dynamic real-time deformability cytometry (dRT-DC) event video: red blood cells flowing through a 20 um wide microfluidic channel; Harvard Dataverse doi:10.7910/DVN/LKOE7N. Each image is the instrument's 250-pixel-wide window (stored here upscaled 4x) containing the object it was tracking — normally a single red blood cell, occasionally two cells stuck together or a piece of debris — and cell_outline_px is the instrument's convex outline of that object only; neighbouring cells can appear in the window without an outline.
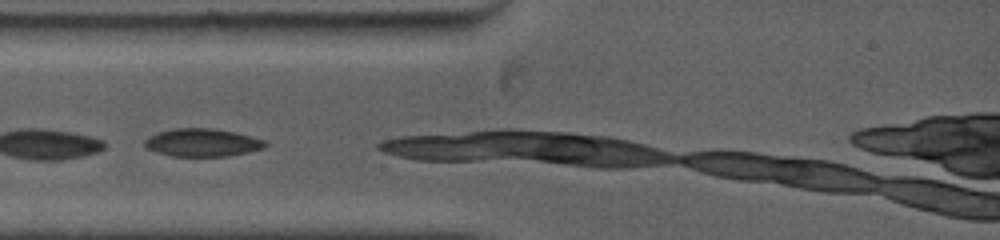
{"species": "common noctule bat (a hibernating species)", "species_latin": "Nyctalus noctula", "temperature_condition": "warm", "stored_images_in_passage": 6, "camera_frame_rate_fps": 5000, "um_per_image_px": 0.085, "animal": {"sex": "female", "body_mass_g": 19.0, "forearm_length_mm": 53.3}, "frame": {"image": 1, "passage_image": 3, "time_ms": 0.8, "image_size_px": [1000, 240], "cell_outline_px": [[268, 144], [264, 148], [248, 152], [228, 156], [172, 156], [156, 152], [144, 148], [144, 140], [156, 132], [172, 128], [212, 128], [232, 132], [264, 140]], "centroid_in_image_um": [17.14, 12.12], "position_along_channel_um": 67.9, "area_um2": 19.59}}